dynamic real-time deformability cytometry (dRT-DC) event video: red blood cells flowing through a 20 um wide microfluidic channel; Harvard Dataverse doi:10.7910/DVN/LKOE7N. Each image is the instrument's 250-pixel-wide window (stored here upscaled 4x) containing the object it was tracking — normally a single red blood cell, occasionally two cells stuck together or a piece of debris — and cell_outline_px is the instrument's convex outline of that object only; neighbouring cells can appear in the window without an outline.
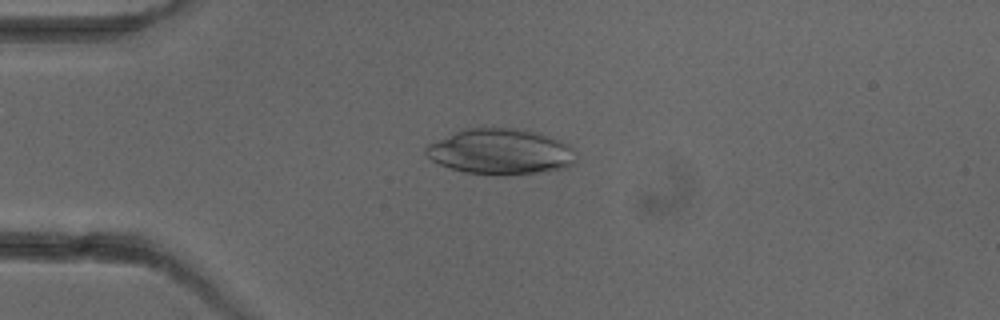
{"species": "common noctule bat (a hibernating species)", "species_latin": "Nyctalus noctula", "temperature_condition": "cold", "stored_images_in_passage": 5, "camera_frame_rate_fps": 3000, "um_per_image_px": 0.085, "animal": {"sex": "female"}, "frame": {"image": 1, "passage_image": 4, "time_ms": 3.667, "image_size_px": [1000, 320], "cell_outline_px": [[576, 160], [568, 168], [504, 176], [496, 176], [464, 172], [448, 168], [432, 160], [424, 152], [424, 148], [428, 144], [460, 128], [516, 128], [540, 132], [560, 140], [568, 144], [576, 152]], "centroid_in_image_um": [42.54, 12.89], "position_along_channel_um": 42.5, "area_um2": 40.63}}